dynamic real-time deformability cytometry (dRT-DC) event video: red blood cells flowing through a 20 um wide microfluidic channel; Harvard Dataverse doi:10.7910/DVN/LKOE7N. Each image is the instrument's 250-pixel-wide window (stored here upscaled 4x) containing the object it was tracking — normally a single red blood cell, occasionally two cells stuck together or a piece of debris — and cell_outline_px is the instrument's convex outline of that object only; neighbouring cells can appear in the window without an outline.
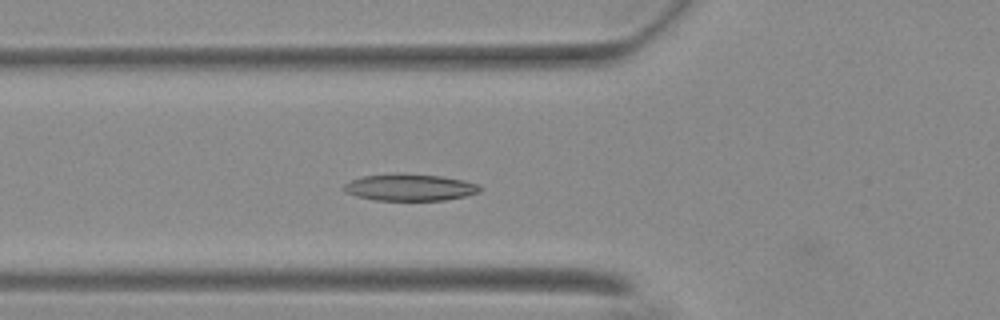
{"species": "Egyptian fruit bat (a non-hibernating species)", "species_latin": "Rousettus aegyptiacus", "temperature_condition": "warm", "stored_images_in_passage": 53, "camera_frame_rate_fps": 3000, "um_per_image_px": 0.085, "animal": {"sex": "female"}, "frame": {"image": 1, "passage_image": 18, "time_ms": 5.667, "image_size_px": [1000, 320], "cell_outline_px": [[480, 192], [464, 196], [444, 200], [372, 200], [356, 196], [344, 192], [344, 184], [352, 180], [364, 176], [440, 176], [464, 180], [480, 184]], "centroid_in_image_um": [34.87, 15.97], "position_along_channel_um": 90.9, "area_um2": 20.29}}
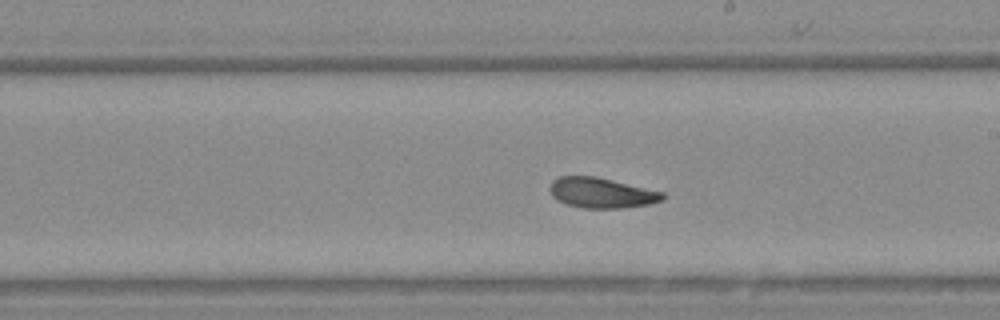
{"frame": {"image": 2, "passage_image": 30, "time_ms": 9.667, "image_size_px": [1000, 320], "cell_outline_px": [[664, 196], [660, 200], [648, 204], [620, 208], [584, 208], [564, 204], [556, 200], [552, 196], [548, 188], [552, 180], [560, 176], [596, 176], [664, 192]], "centroid_in_image_um": [51.05, 16.38], "position_along_channel_um": 237.9, "area_um2": 19.94}}
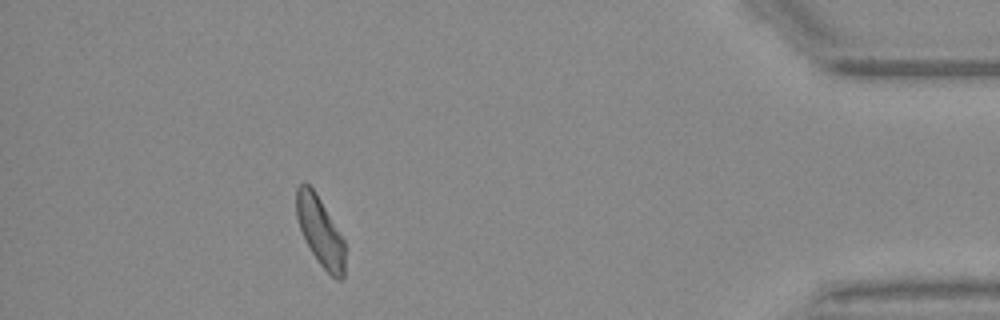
{"frame": {"image": 3, "passage_image": 48, "time_ms": 15.667, "image_size_px": [1000, 320], "cell_outline_px": [[344, 280], [336, 280], [320, 264], [312, 252], [300, 228], [296, 216], [296, 188], [300, 184], [308, 184], [312, 188], [320, 200], [344, 240]], "centroid_in_image_um": [27.21, 19.69], "position_along_channel_um": 408.0, "area_um2": 19.02}, "authors_computed_cell_mechanics": {"area_um2": 20.4034, "velocity_mm_per_s": 3.6779, "shape_relaxation_time_tau1_ms": 4.4623, "shape_relaxation_time_tau2_ms": 3.8153, "deformation_change_tau1": 0.1645, "deformation_change_tau2": 0.1091}}